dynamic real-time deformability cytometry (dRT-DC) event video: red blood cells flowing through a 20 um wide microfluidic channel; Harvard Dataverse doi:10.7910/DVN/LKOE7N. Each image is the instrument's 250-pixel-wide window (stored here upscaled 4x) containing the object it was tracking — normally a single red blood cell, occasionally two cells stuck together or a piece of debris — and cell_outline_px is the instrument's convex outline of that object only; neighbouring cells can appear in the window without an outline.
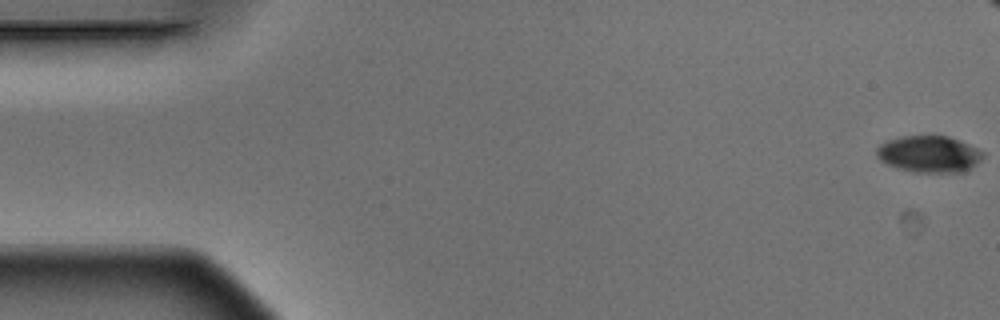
{"species": "Egyptian fruit bat (a non-hibernating species)", "species_latin": "Rousettus aegyptiacus", "temperature_condition": "warm", "stored_images_in_passage": 13, "camera_frame_rate_fps": 3000, "um_per_image_px": 0.085, "animal": {"sex": "male"}, "frame": {"image": 1, "passage_image": 1, "time_ms": 0.0, "image_size_px": [1000, 320], "cell_outline_px": [[984, 156], [980, 160], [964, 172], [916, 172], [900, 168], [888, 164], [880, 160], [876, 156], [876, 148], [880, 144], [888, 140], [900, 136], [948, 136], [968, 144], [984, 152]], "centroid_in_image_um": [78.96, 13.09], "position_along_channel_um": 6.0, "area_um2": 22.48}}
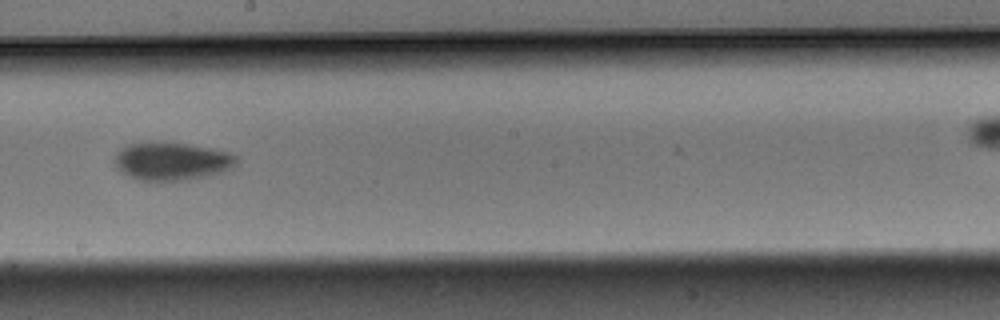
{"frame": {"image": 2, "passage_image": 9, "time_ms": 2.667, "image_size_px": [1000, 320], "cell_outline_px": [[236, 164], [232, 168], [224, 172], [208, 176], [188, 180], [140, 180], [128, 176], [120, 172], [116, 168], [116, 152], [120, 148], [128, 144], [188, 144], [228, 152], [236, 156]], "centroid_in_image_um": [14.61, 13.74], "position_along_channel_um": 233.6, "area_um2": 26.41}}
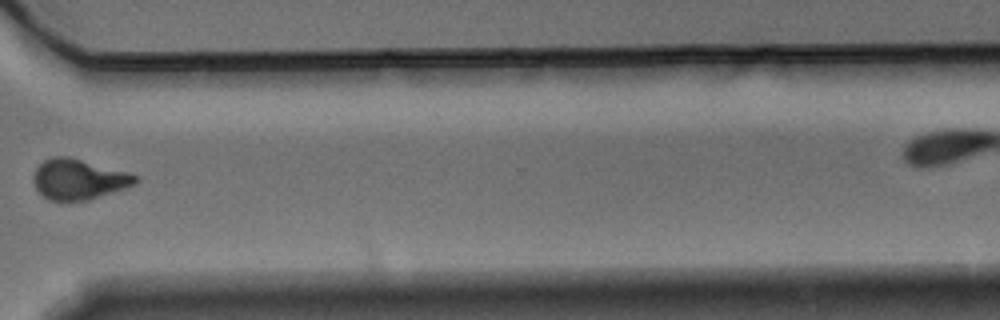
{"frame": {"image": 3, "passage_image": 12, "time_ms": 3.667, "image_size_px": [1000, 320], "cell_outline_px": [[140, 180], [136, 184], [88, 200], [48, 200], [36, 188], [36, 168], [44, 160], [52, 156], [68, 156], [128, 172], [140, 176]], "centroid_in_image_um": [6.75, 15.22], "position_along_channel_um": 363.9, "area_um2": 23.64}}